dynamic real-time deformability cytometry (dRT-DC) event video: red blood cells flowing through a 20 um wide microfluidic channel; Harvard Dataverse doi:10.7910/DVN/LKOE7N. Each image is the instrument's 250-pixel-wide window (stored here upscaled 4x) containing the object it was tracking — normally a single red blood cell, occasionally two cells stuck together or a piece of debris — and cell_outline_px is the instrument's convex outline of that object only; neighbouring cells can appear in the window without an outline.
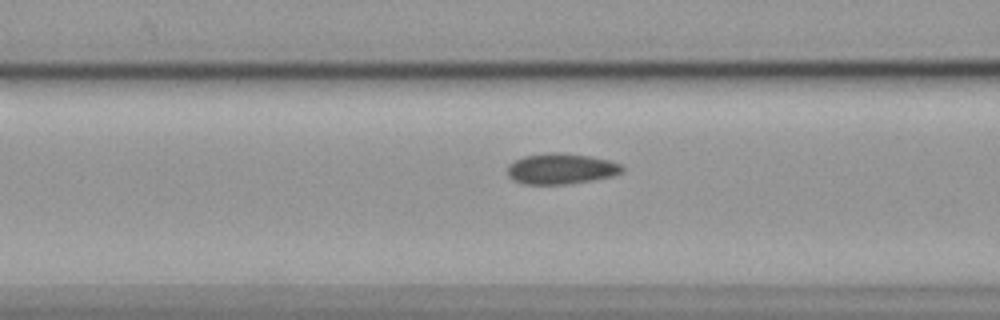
{"species": "common noctule bat (a hibernating species)", "species_latin": "Nyctalus noctula", "temperature_condition": "cold", "stored_images_in_passage": 56, "camera_frame_rate_fps": 3000, "um_per_image_px": 0.085, "animal": {"sex": "female", "body_mass_g": 19.9}, "frame": {"image": 1, "passage_image": 22, "time_ms": 7.0, "image_size_px": [1000, 320], "cell_outline_px": [[624, 172], [612, 176], [592, 180], [568, 184], [524, 184], [512, 180], [508, 176], [508, 164], [524, 156], [548, 152], [556, 152], [588, 156], [608, 160], [620, 164], [624, 168]], "centroid_in_image_um": [47.68, 14.35], "position_along_channel_um": 118.9, "area_um2": 20.52}}
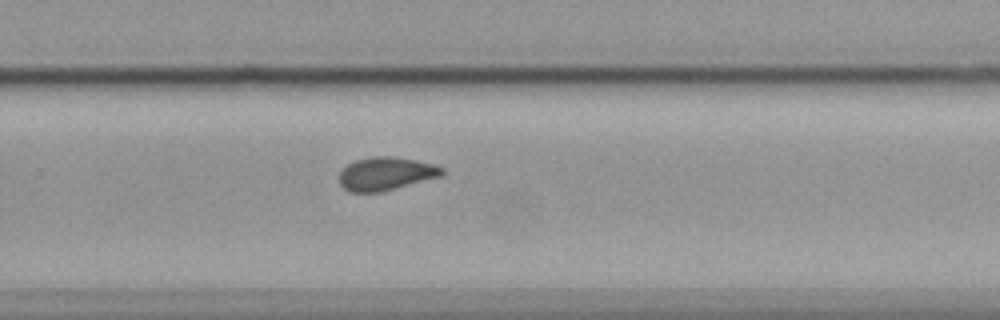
{"frame": {"image": 2, "passage_image": 37, "time_ms": 12.0, "image_size_px": [1000, 320], "cell_outline_px": [[444, 176], [380, 192], [348, 192], [340, 184], [340, 172], [348, 164], [356, 160], [372, 156], [392, 156], [416, 160], [432, 164], [444, 168]], "centroid_in_image_um": [32.83, 14.76], "position_along_channel_um": 297.0, "area_um2": 19.94}}
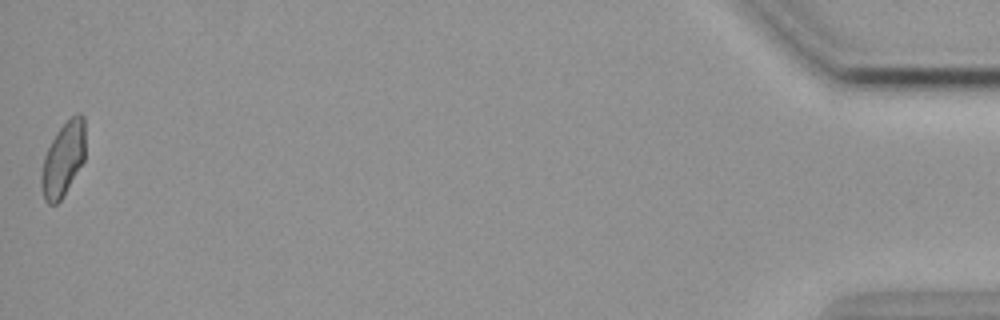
{"frame": {"image": 3, "passage_image": 56, "time_ms": 18.333, "image_size_px": [1000, 320], "cell_outline_px": [[84, 160], [60, 200], [56, 204], [48, 204], [44, 200], [40, 184], [40, 176], [44, 156], [56, 132], [76, 112], [80, 112], [84, 116]], "centroid_in_image_um": [5.35, 13.53], "position_along_channel_um": 429.9, "area_um2": 18.79}, "authors_computed_cell_mechanics": {"area_um2": 20.1144, "velocity_mm_per_s": 3.573, "shape_relaxation_time_tau1_ms": null, "shape_relaxation_time_tau2_ms": 3.9649, "deformation_change_tau1": null, "deformation_change_tau2": 0.0654}}